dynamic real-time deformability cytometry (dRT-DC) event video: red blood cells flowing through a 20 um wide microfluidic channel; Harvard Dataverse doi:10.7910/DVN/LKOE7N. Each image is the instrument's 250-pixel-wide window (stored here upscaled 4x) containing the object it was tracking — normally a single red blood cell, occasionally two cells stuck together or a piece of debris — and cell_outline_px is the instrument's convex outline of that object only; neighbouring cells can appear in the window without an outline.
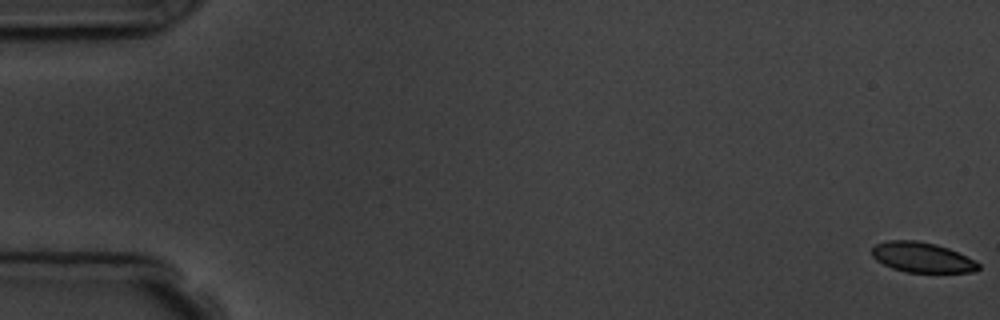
{"species": "common noctule bat (a hibernating species)", "species_latin": "Nyctalus noctula", "temperature_condition": "room temperature", "stored_images_in_passage": 6, "camera_frame_rate_fps": 3000, "um_per_image_px": 0.085, "animal": {"sex": "male", "body_mass_g": 19.5, "forearm_length_mm": 54.6}, "frame": {"image": 1, "passage_image": 1, "time_ms": 0.0, "image_size_px": [1000, 320], "cell_outline_px": [[980, 268], [976, 272], [908, 272], [892, 268], [876, 260], [872, 256], [872, 248], [876, 244], [888, 240], [916, 240], [936, 244], [948, 248], [976, 260], [980, 264]], "centroid_in_image_um": [78.4, 21.87], "position_along_channel_um": 6.6, "area_um2": 18.73}}